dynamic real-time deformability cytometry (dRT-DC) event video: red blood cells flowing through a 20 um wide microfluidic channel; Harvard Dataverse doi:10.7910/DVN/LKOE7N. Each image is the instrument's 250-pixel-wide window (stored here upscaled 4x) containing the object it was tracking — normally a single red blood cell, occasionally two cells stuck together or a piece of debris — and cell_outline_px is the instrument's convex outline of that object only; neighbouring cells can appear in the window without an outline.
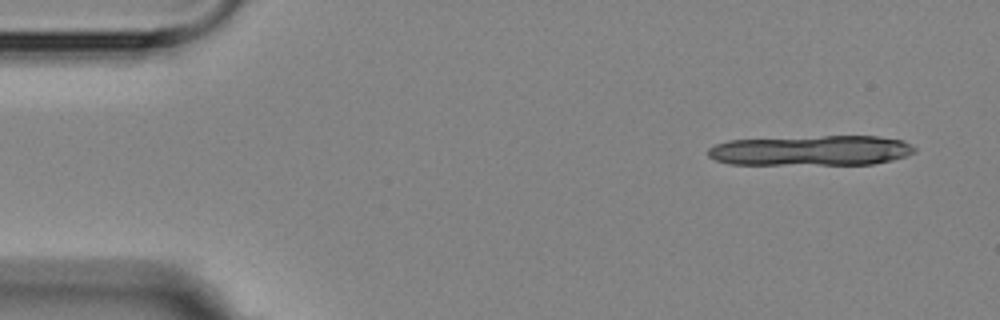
{"species": "Egyptian fruit bat (a non-hibernating species)", "species_latin": "Rousettus aegyptiacus", "temperature_condition": "room temperature", "stored_images_in_passage": 5, "camera_frame_rate_fps": 3000, "um_per_image_px": 0.085, "animal": {"sex": "female"}, "frame": {"image": 1, "passage_image": 1, "time_ms": 0.0, "image_size_px": [1000, 320], "cell_outline_px": [[916, 152], [892, 160], [872, 164], [728, 164], [716, 160], [708, 156], [708, 148], [716, 144], [728, 140], [824, 136], [876, 136], [900, 140], [916, 148]], "centroid_in_image_um": [68.92, 12.79], "position_along_channel_um": 16.1, "area_um2": 36.13}}
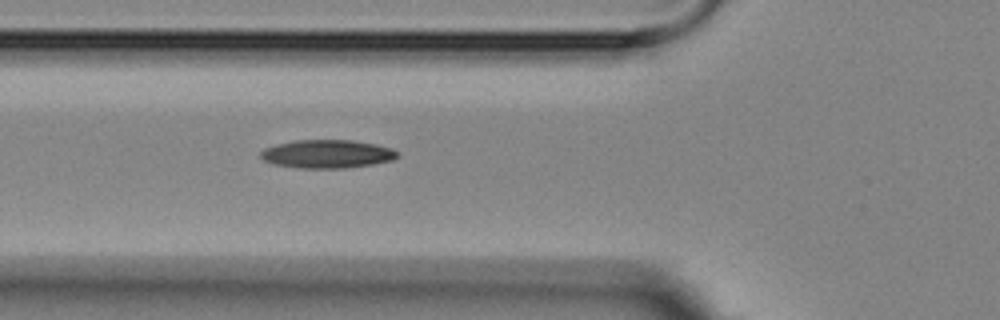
{"frame": {"image": 2, "passage_image": 5, "time_ms": 5.333, "image_size_px": [1000, 320], "cell_outline_px": [[400, 156], [392, 160], [372, 164], [344, 168], [300, 168], [272, 164], [264, 160], [260, 156], [260, 152], [264, 148], [276, 144], [292, 140], [352, 140], [376, 144], [392, 148]], "centroid_in_image_um": [27.78, 13.08], "position_along_channel_um": 98.0, "area_um2": 22.66}}